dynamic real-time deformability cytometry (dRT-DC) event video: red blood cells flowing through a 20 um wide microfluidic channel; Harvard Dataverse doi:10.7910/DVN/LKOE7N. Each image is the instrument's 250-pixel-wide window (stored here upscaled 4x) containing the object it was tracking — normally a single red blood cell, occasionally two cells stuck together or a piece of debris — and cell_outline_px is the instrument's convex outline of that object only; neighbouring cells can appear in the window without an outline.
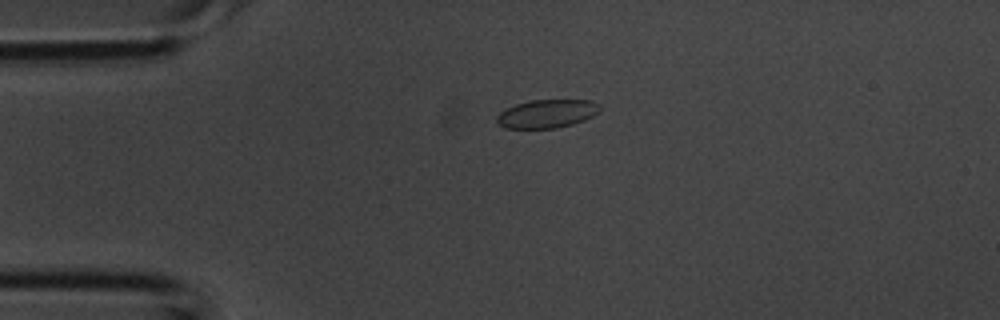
{"species": "common noctule bat (a hibernating species)", "species_latin": "Nyctalus noctula", "temperature_condition": "room temperature", "stored_images_in_passage": 2, "camera_frame_rate_fps": 3000, "um_per_image_px": 0.085, "animal": {"sex": "male", "body_mass_g": 20.1, "forearm_length_mm": 53.5}, "frame": {"image": 1, "passage_image": 1, "time_ms": 0.0, "image_size_px": [1000, 320], "cell_outline_px": [[600, 108], [592, 116], [584, 120], [572, 124], [556, 128], [504, 128], [496, 124], [496, 116], [500, 112], [516, 104], [532, 100], [592, 100], [600, 104]], "centroid_in_image_um": [46.46, 9.67], "position_along_channel_um": 38.5, "area_um2": 16.99}}